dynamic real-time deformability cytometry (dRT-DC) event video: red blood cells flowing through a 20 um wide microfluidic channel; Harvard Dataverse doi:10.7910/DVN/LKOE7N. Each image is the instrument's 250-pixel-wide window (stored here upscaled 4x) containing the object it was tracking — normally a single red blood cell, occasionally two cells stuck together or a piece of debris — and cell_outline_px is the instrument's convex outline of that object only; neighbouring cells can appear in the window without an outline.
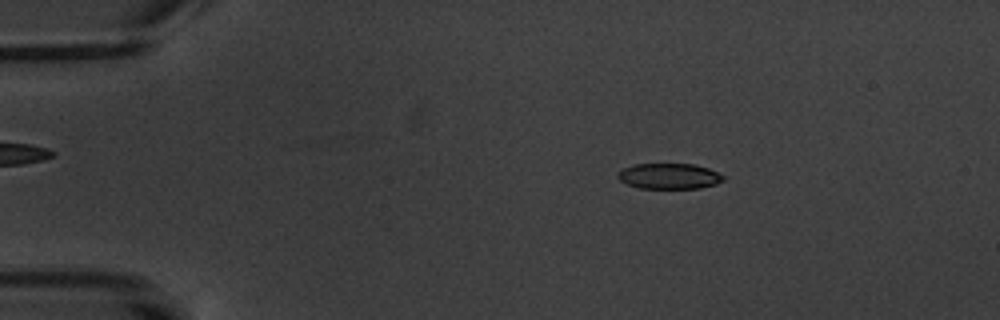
{"species": "common noctule bat (a hibernating species)", "species_latin": "Nyctalus noctula", "temperature_condition": "warm", "stored_images_in_passage": 4, "camera_frame_rate_fps": 3000, "um_per_image_px": 0.085, "animal": {"sex": "male", "body_mass_g": 20.1, "forearm_length_mm": 53.5}, "frame": {"image": 1, "passage_image": 2, "time_ms": 1.333, "image_size_px": [1000, 320], "cell_outline_px": [[724, 180], [716, 184], [700, 188], [640, 188], [628, 184], [620, 180], [616, 176], [624, 168], [632, 164], [692, 164], [708, 168], [724, 176]], "centroid_in_image_um": [56.88, 14.97], "position_along_channel_um": 28.1, "area_um2": 15.61}}